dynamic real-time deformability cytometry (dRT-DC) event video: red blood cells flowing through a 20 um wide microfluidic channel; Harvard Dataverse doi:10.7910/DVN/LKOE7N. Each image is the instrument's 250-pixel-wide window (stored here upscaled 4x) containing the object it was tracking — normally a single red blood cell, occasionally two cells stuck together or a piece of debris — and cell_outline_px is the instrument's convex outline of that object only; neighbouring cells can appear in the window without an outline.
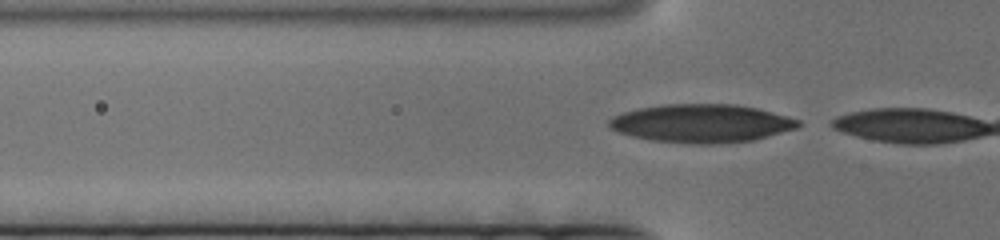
{"species": "human", "species_latin": "Homo sapiens", "temperature_condition": "cold", "stored_images_in_passage": 6, "camera_frame_rate_fps": 3000, "um_per_image_px": 0.085, "donor": {"sex": "female"}, "frame": {"image": 1, "passage_image": 2, "time_ms": 0.333, "image_size_px": [1000, 240], "cell_outline_px": [[804, 124], [796, 128], [768, 136], [752, 140], [720, 144], [696, 144], [652, 140], [632, 136], [608, 128], [608, 120], [612, 116], [624, 112], [640, 108], [664, 104], [736, 104], [756, 108], [788, 116], [800, 120]], "centroid_in_image_um": [59.63, 10.48], "position_along_channel_um": 66.2, "area_um2": 42.25}}